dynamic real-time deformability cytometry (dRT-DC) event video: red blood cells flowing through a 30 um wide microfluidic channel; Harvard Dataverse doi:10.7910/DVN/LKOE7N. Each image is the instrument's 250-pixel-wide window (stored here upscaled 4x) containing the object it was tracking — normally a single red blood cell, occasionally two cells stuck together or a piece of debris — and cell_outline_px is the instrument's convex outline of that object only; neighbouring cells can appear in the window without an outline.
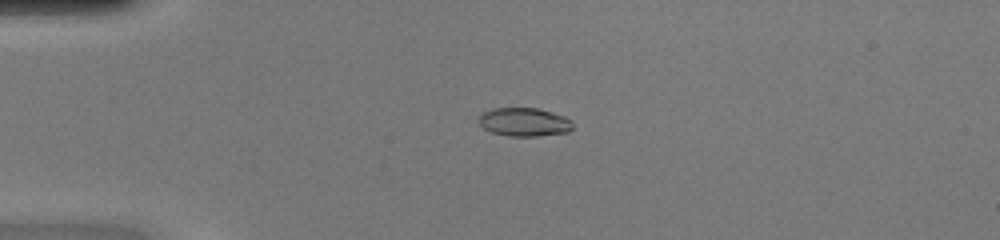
{"species": "common noctule bat (a hibernating species)", "species_latin": "Nyctalus noctula", "temperature_condition": "warm", "stored_images_in_passage": 42, "camera_frame_rate_fps": 3000, "um_per_image_px": 0.085, "animal": {"sex": "female", "body_mass_g": 20.0, "forearm_length_mm": 54.0}, "frame": {"image": 1, "passage_image": 6, "time_ms": 1.667, "image_size_px": [1000, 240], "cell_outline_px": [[572, 128], [568, 132], [536, 136], [508, 136], [492, 132], [484, 128], [476, 120], [484, 112], [492, 108], [540, 108], [564, 116], [572, 124]], "centroid_in_image_um": [44.53, 10.37], "position_along_channel_um": 40.5, "area_um2": 15.55}}
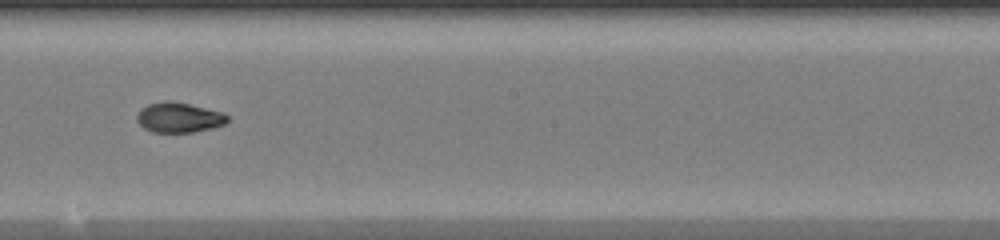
{"frame": {"image": 2, "passage_image": 22, "time_ms": 7.0, "image_size_px": [1000, 240], "cell_outline_px": [[228, 120], [224, 124], [212, 128], [192, 132], [152, 132], [144, 128], [136, 120], [136, 116], [140, 108], [148, 104], [164, 100], [168, 100], [188, 104], [224, 112], [228, 116]], "centroid_in_image_um": [15.19, 9.98], "position_along_channel_um": 233.0, "area_um2": 15.9}}
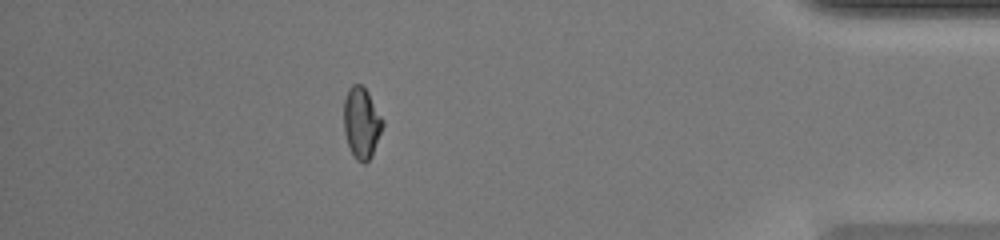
{"frame": {"image": 3, "passage_image": 37, "time_ms": 12.0, "image_size_px": [1000, 240], "cell_outline_px": [[384, 124], [372, 156], [364, 164], [356, 160], [348, 144], [344, 132], [344, 100], [348, 88], [352, 84], [360, 84], [368, 92], [384, 120]], "centroid_in_image_um": [30.73, 10.43], "position_along_channel_um": 404.5, "area_um2": 16.13}, "authors_computed_cell_mechanics": {"area_um2": 15.9239, "velocity_mm_per_s": 4.2809, "shape_relaxation_time_tau1_ms": null, "shape_relaxation_time_tau2_ms": 1.1373, "deformation_change_tau1": null, "deformation_change_tau2": 0.0381}}